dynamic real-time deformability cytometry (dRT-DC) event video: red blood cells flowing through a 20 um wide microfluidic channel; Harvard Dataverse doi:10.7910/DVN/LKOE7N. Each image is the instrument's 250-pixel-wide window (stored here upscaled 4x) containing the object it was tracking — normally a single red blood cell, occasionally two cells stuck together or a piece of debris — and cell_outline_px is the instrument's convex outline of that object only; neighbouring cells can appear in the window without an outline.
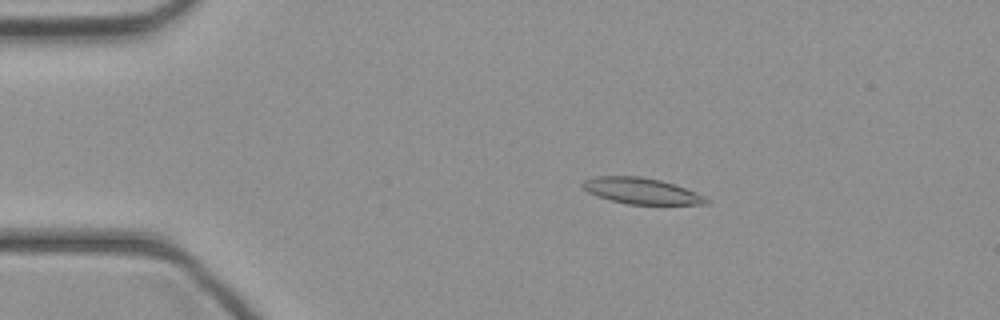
{"species": "common noctule bat (a hibernating species)", "species_latin": "Nyctalus noctula", "temperature_condition": "cold", "stored_images_in_passage": 45, "camera_frame_rate_fps": 3000, "um_per_image_px": 0.085, "animal": {"sex": "female", "body_mass_g": 21.9}, "frame": {"image": 1, "passage_image": 9, "time_ms": 2.667, "image_size_px": [1000, 320], "cell_outline_px": [[708, 204], [628, 204], [596, 196], [588, 192], [580, 184], [584, 180], [596, 176], [640, 176], [660, 180], [684, 188], [704, 196], [708, 200]], "centroid_in_image_um": [54.46, 16.22], "position_along_channel_um": 30.5, "area_um2": 18.5}}
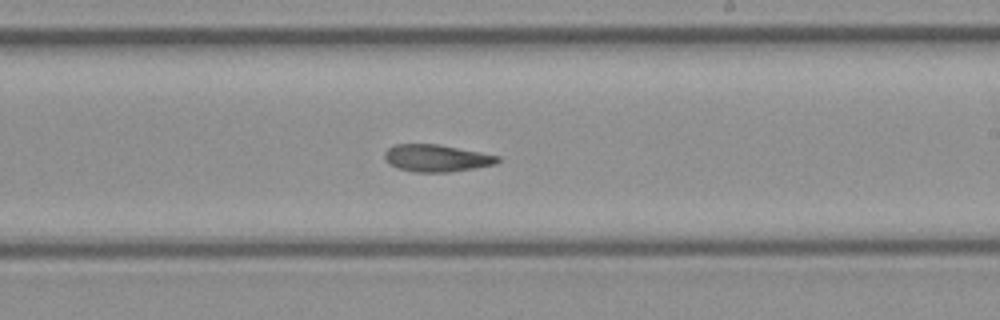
{"frame": {"image": 2, "passage_image": 27, "time_ms": 8.667, "image_size_px": [1000, 320], "cell_outline_px": [[500, 160], [496, 164], [448, 172], [416, 172], [396, 168], [388, 164], [384, 160], [384, 152], [388, 148], [396, 144], [436, 144], [480, 152], [500, 156]], "centroid_in_image_um": [37.06, 13.44], "position_along_channel_um": 251.9, "area_um2": 17.86}}
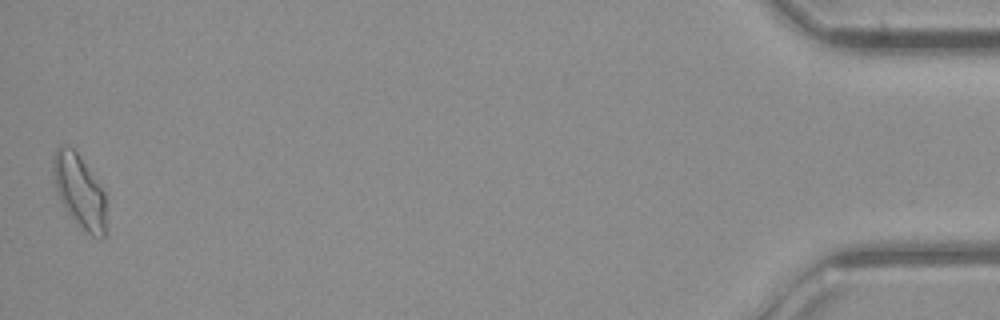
{"frame": {"image": 3, "passage_image": 45, "time_ms": 14.667, "image_size_px": [1000, 320], "cell_outline_px": [[104, 236], [100, 240], [92, 236], [68, 212], [56, 188], [52, 172], [52, 156], [56, 148], [60, 144], [72, 148], [80, 156], [104, 192]], "centroid_in_image_um": [6.72, 16.17], "position_along_channel_um": 428.5, "area_um2": 21.79}}